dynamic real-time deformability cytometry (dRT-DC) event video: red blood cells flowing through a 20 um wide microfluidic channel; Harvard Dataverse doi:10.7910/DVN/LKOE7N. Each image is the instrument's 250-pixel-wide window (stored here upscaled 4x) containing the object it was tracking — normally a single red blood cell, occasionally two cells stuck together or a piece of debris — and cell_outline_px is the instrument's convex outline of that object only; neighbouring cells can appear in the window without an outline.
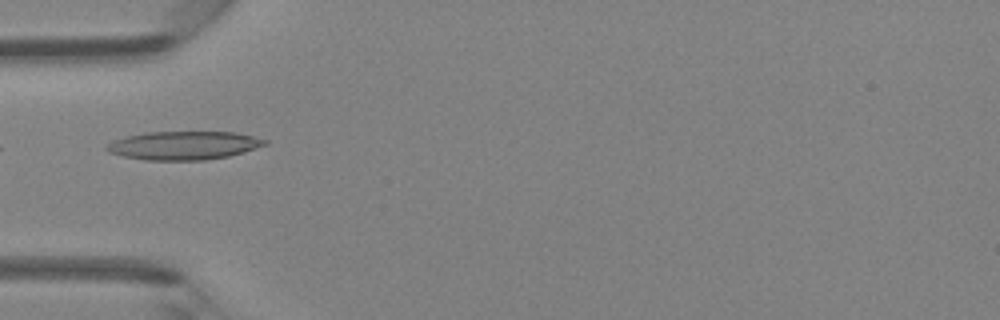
{"species": "Egyptian fruit bat (a non-hibernating species)", "species_latin": "Rousettus aegyptiacus", "temperature_condition": "room temperature", "stored_images_in_passage": 47, "camera_frame_rate_fps": 3000, "um_per_image_px": 0.085, "animal": {"sex": "female"}, "frame": {"image": 1, "passage_image": 15, "time_ms": 4.667, "image_size_px": [1000, 320], "cell_outline_px": [[268, 144], [244, 152], [228, 156], [204, 160], [144, 160], [124, 156], [108, 152], [104, 148], [112, 140], [144, 132], [232, 132], [252, 136], [268, 140]], "centroid_in_image_um": [15.6, 12.36], "position_along_channel_um": 69.4, "area_um2": 26.18}}
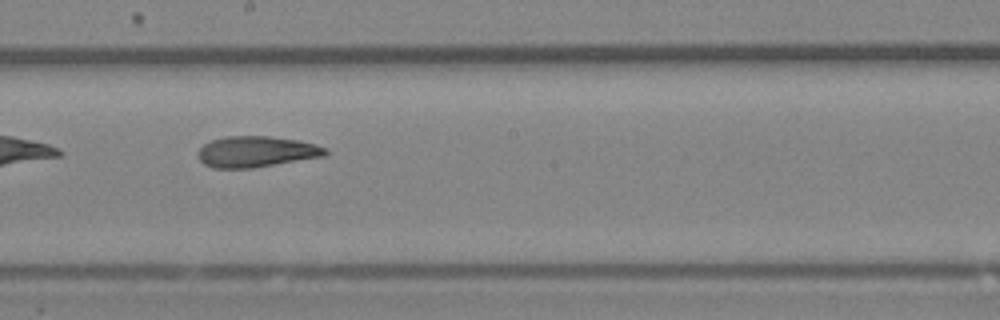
{"frame": {"image": 2, "passage_image": 26, "time_ms": 8.333, "image_size_px": [1000, 320], "cell_outline_px": [[328, 152], [324, 156], [252, 168], [212, 168], [204, 164], [196, 156], [196, 152], [204, 144], [212, 140], [228, 136], [268, 136], [300, 140], [316, 144], [328, 148]], "centroid_in_image_um": [21.78, 12.89], "position_along_channel_um": 226.4, "area_um2": 23.12}}
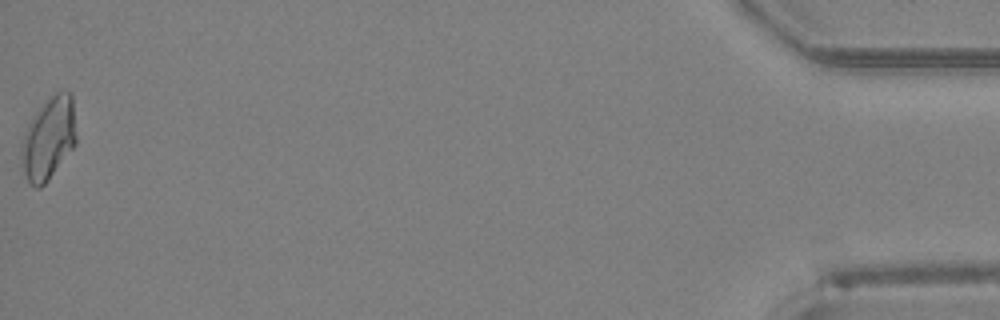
{"frame": {"image": 3, "passage_image": 47, "time_ms": 15.333, "image_size_px": [1000, 320], "cell_outline_px": [[76, 144], [48, 180], [40, 188], [36, 188], [28, 180], [24, 172], [20, 152], [24, 136], [28, 124], [36, 112], [56, 92], [72, 92], [76, 136]], "centroid_in_image_um": [4.15, 11.78], "position_along_channel_um": 431.1, "area_um2": 25.84}, "authors_computed_cell_mechanics": {"area_um2": 23.409, "velocity_mm_per_s": 4.2985, "shape_relaxation_time_tau1_ms": 9.2256, "shape_relaxation_time_tau2_ms": 4.0341, "deformation_change_tau1": 0.2412, "deformation_change_tau2": 0.1173}}